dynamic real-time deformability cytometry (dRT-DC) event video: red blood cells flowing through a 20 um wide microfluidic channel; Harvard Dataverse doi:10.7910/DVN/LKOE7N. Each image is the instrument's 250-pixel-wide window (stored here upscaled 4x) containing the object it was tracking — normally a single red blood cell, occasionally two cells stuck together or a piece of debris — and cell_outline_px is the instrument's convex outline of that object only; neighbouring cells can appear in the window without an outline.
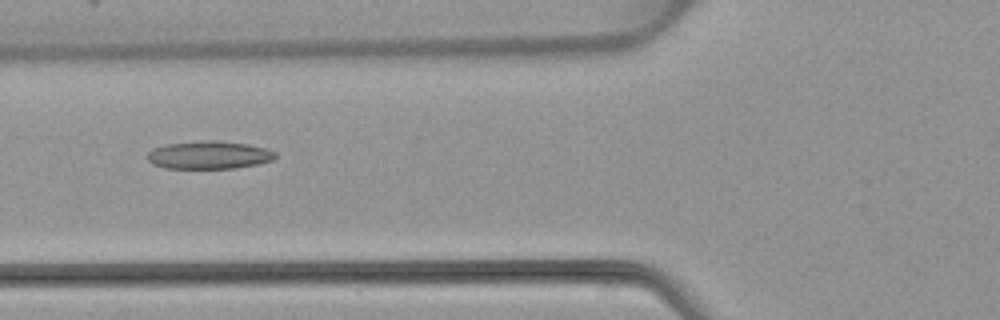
{"species": "common noctule bat (a hibernating species)", "species_latin": "Nyctalus noctula", "temperature_condition": "warm", "stored_images_in_passage": 4, "camera_frame_rate_fps": 3000, "um_per_image_px": 0.085, "animal": {"sex": "female", "body_mass_g": 22.7, "forearm_length_mm": 54.2}, "frame": {"image": 1, "passage_image": 4, "time_ms": 4.333, "image_size_px": [1000, 320], "cell_outline_px": [[276, 156], [272, 160], [256, 164], [232, 168], [164, 168], [152, 164], [148, 160], [148, 152], [152, 148], [168, 144], [204, 140], [216, 140], [248, 144], [264, 148], [276, 152]], "centroid_in_image_um": [17.74, 13.17], "position_along_channel_um": 108.1, "area_um2": 20.69}}